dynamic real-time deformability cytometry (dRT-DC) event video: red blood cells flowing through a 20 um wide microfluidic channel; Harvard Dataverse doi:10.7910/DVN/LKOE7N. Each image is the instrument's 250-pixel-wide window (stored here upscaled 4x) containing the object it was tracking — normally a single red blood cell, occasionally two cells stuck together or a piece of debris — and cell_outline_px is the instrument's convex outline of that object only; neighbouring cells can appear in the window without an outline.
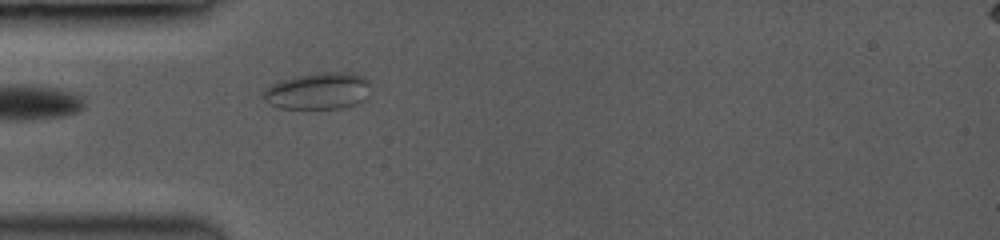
{"species": "common noctule bat (a hibernating species)", "species_latin": "Nyctalus noctula", "temperature_condition": "room temperature", "stored_images_in_passage": 11, "camera_frame_rate_fps": 3500, "um_per_image_px": 0.085, "animal": {"sex": "female", "body_mass_g": 19.0, "forearm_length_mm": 53.3}, "frame": {"image": 1, "passage_image": 1, "time_ms": 0.0, "image_size_px": [1000, 240], "cell_outline_px": [[364, 84], [360, 100], [352, 104], [336, 108], [280, 108], [272, 104], [264, 96], [264, 92], [268, 88], [284, 80], [324, 72], [340, 72], [360, 76], [364, 80]], "centroid_in_image_um": [26.93, 7.75], "position_along_channel_um": 58.1, "area_um2": 20.87}}
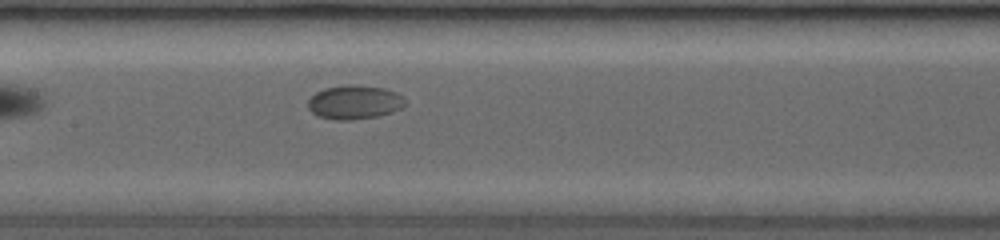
{"frame": {"image": 2, "passage_image": 11, "time_ms": 3.429, "image_size_px": [1000, 240], "cell_outline_px": [[404, 104], [400, 108], [392, 112], [376, 116], [348, 120], [336, 120], [320, 116], [312, 112], [308, 108], [308, 100], [316, 92], [324, 88], [348, 84], [384, 88], [396, 92], [404, 100]], "centroid_in_image_um": [30.09, 8.68], "position_along_channel_um": 177.3, "area_um2": 18.9}}